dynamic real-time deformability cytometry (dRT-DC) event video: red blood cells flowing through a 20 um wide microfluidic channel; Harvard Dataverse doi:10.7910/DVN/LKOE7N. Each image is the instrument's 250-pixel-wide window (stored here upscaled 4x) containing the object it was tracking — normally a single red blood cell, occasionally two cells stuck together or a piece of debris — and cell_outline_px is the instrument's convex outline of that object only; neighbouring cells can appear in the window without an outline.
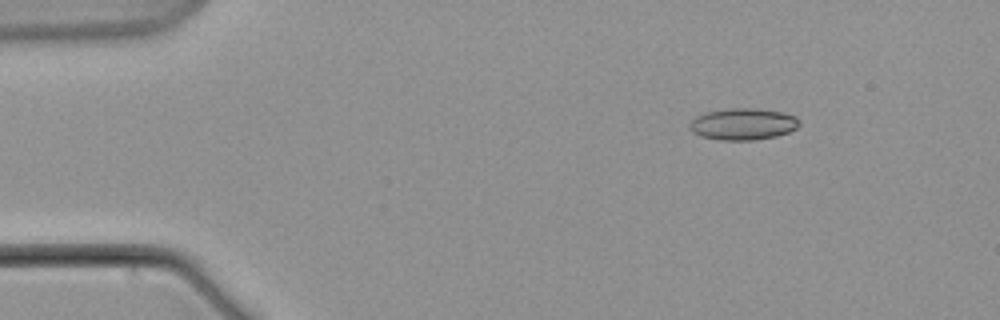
{"species": "common noctule bat (a hibernating species)", "species_latin": "Nyctalus noctula", "temperature_condition": "warm", "stored_images_in_passage": 8, "camera_frame_rate_fps": 3000, "um_per_image_px": 0.085, "animal": {"sex": "male", "body_mass_g": 21.5, "forearm_length_mm": 52.0}, "frame": {"image": 1, "passage_image": 3, "time_ms": 2.667, "image_size_px": [1000, 320], "cell_outline_px": [[800, 124], [796, 128], [788, 132], [776, 136], [756, 140], [720, 140], [700, 136], [692, 132], [688, 128], [688, 124], [696, 116], [704, 112], [728, 108], [756, 108], [784, 112], [796, 116], [800, 120]], "centroid_in_image_um": [63.14, 10.54], "position_along_channel_um": 21.9, "area_um2": 20.58}}
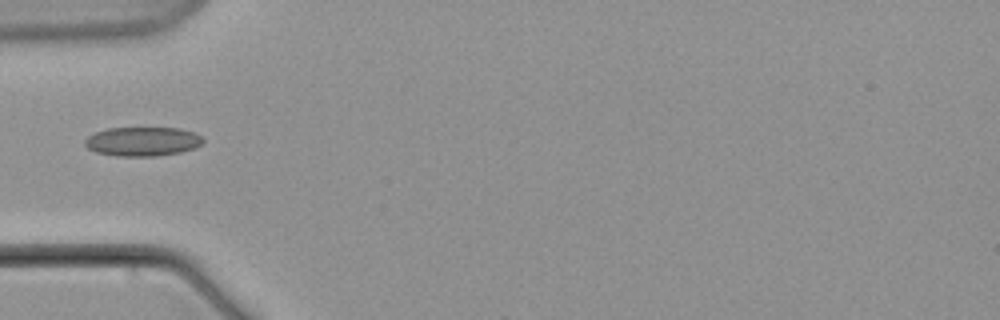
{"frame": {"image": 2, "passage_image": 7, "time_ms": 7.333, "image_size_px": [1000, 320], "cell_outline_px": [[204, 140], [196, 148], [180, 152], [156, 156], [116, 156], [96, 152], [88, 148], [84, 144], [84, 140], [88, 136], [96, 132], [108, 128], [180, 128], [192, 132], [200, 136]], "centroid_in_image_um": [12.1, 12.03], "position_along_channel_um": 72.9, "area_um2": 20.0}}